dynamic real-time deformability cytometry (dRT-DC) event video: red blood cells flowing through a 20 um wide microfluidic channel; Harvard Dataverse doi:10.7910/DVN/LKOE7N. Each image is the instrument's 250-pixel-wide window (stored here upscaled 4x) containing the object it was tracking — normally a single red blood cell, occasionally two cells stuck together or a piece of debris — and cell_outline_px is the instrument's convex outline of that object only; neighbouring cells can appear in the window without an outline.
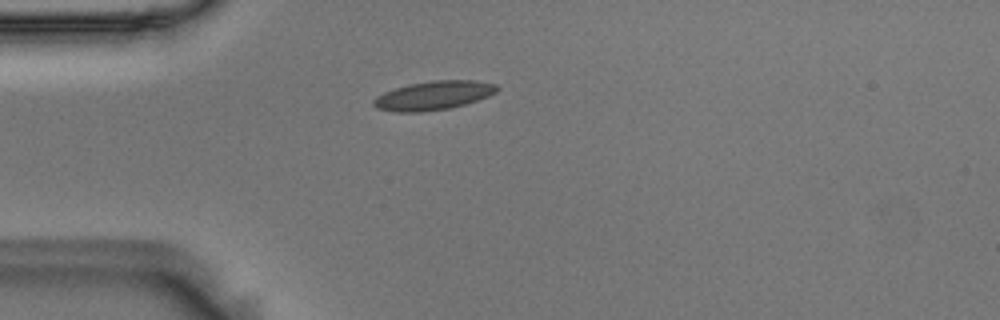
{"species": "Egyptian fruit bat (a non-hibernating species)", "species_latin": "Rousettus aegyptiacus", "temperature_condition": "room temperature", "stored_images_in_passage": 41, "camera_frame_rate_fps": 3000, "um_per_image_px": 0.085, "animal": {"sex": "male"}, "frame": {"image": 1, "passage_image": 1, "time_ms": 0.0, "image_size_px": [1000, 320], "cell_outline_px": [[500, 88], [496, 92], [488, 96], [464, 104], [448, 108], [420, 112], [392, 112], [376, 108], [372, 104], [372, 100], [376, 96], [384, 92], [408, 84], [432, 80], [476, 80], [496, 84]], "centroid_in_image_um": [36.82, 8.11], "position_along_channel_um": 48.2, "area_um2": 20.81}}
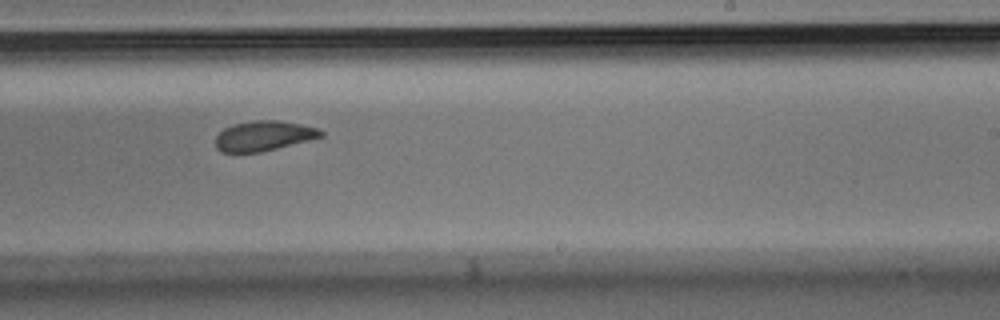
{"frame": {"image": 2, "passage_image": 20, "time_ms": 6.333, "image_size_px": [1000, 320], "cell_outline_px": [[324, 136], [260, 152], [224, 152], [216, 148], [216, 136], [224, 128], [236, 124], [252, 120], [280, 120], [320, 128], [324, 132]], "centroid_in_image_um": [22.44, 11.53], "position_along_channel_um": 266.6, "area_um2": 18.26}}
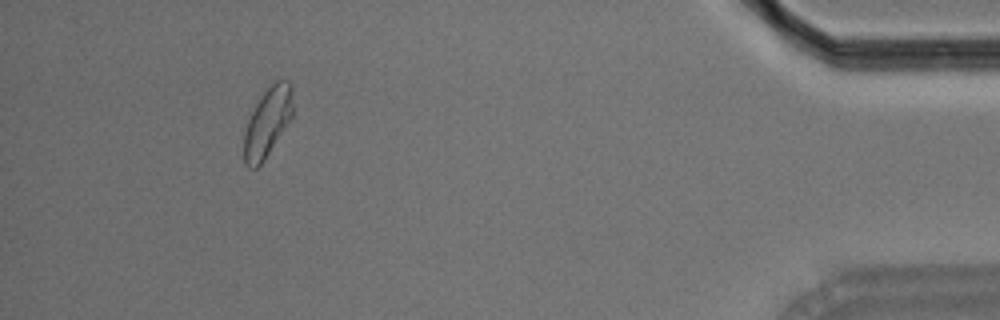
{"frame": {"image": 3, "passage_image": 37, "time_ms": 12.0, "image_size_px": [1000, 320], "cell_outline_px": [[292, 116], [264, 160], [256, 168], [248, 168], [244, 164], [244, 132], [248, 120], [256, 104], [264, 92], [276, 80], [288, 80], [292, 84]], "centroid_in_image_um": [22.73, 10.39], "position_along_channel_um": 412.5, "area_um2": 19.36}, "authors_computed_cell_mechanics": {"area_um2": 19.2474, "velocity_mm_per_s": 3.6458, "shape_relaxation_time_tau1_ms": 5.6937, "shape_relaxation_time_tau2_ms": 1.5779, "deformation_change_tau1": 0.1065, "deformation_change_tau2": 0.0499}}